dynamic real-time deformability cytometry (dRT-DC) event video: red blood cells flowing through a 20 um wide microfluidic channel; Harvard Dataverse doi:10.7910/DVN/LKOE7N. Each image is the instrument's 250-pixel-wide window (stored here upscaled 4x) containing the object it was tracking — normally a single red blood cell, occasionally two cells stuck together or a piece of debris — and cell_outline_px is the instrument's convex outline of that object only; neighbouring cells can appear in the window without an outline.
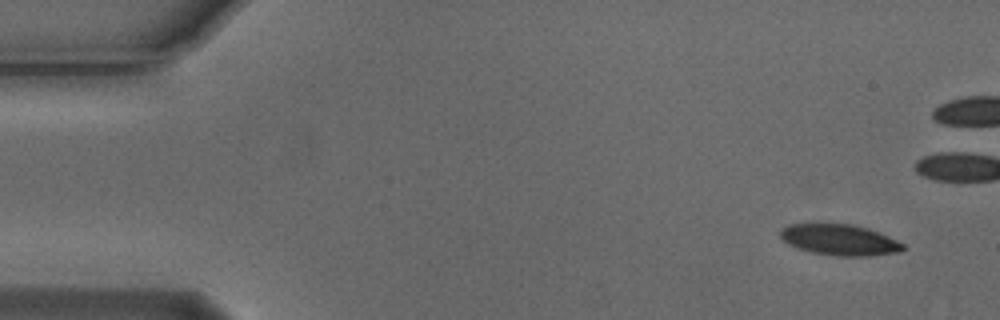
{"species": "Egyptian fruit bat (a non-hibernating species)", "species_latin": "Rousettus aegyptiacus", "temperature_condition": "cold", "stored_images_in_passage": 7, "camera_frame_rate_fps": 3000, "um_per_image_px": 0.085, "animal": {"sex": "male"}, "frame": {"image": 1, "passage_image": 1, "time_ms": 0.0, "image_size_px": [1000, 320], "cell_outline_px": [[904, 248], [900, 252], [872, 256], [836, 256], [812, 252], [796, 248], [788, 244], [780, 236], [780, 228], [788, 224], [852, 224], [868, 228], [888, 236], [904, 244]], "centroid_in_image_um": [71.36, 20.39], "position_along_channel_um": 13.6, "area_um2": 22.2}}